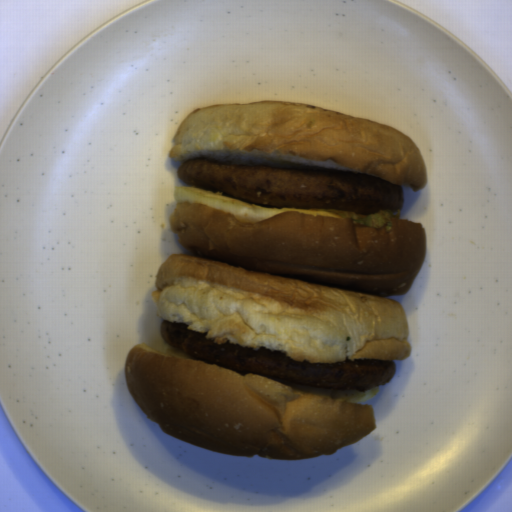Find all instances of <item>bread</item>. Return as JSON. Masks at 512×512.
<instances>
[{
	"instance_id": "1",
	"label": "bread",
	"mask_w": 512,
	"mask_h": 512,
	"mask_svg": "<svg viewBox=\"0 0 512 512\" xmlns=\"http://www.w3.org/2000/svg\"><path fill=\"white\" fill-rule=\"evenodd\" d=\"M183 253L158 269L163 320L218 343L282 350L310 363L411 357L406 311L427 230L390 212L360 226L326 208H270L197 188L174 190Z\"/></svg>"
},
{
	"instance_id": "2",
	"label": "bread",
	"mask_w": 512,
	"mask_h": 512,
	"mask_svg": "<svg viewBox=\"0 0 512 512\" xmlns=\"http://www.w3.org/2000/svg\"><path fill=\"white\" fill-rule=\"evenodd\" d=\"M123 375L161 432L216 453L301 461L336 453L377 427L373 405L240 375L172 347H132Z\"/></svg>"
},
{
	"instance_id": "3",
	"label": "bread",
	"mask_w": 512,
	"mask_h": 512,
	"mask_svg": "<svg viewBox=\"0 0 512 512\" xmlns=\"http://www.w3.org/2000/svg\"><path fill=\"white\" fill-rule=\"evenodd\" d=\"M169 157L279 164L421 191L426 162L396 127L312 105L281 100L223 103L181 120Z\"/></svg>"
}]
</instances>
